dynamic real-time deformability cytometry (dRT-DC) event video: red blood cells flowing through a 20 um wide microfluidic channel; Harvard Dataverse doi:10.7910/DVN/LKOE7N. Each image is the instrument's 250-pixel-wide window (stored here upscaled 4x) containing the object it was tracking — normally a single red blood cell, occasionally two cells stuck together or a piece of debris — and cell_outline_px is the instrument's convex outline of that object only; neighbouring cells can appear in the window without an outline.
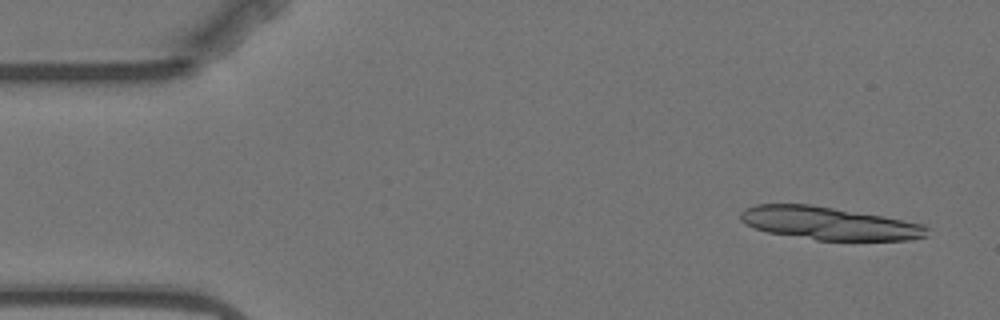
{"species": "Egyptian fruit bat (a non-hibernating species)", "species_latin": "Rousettus aegyptiacus", "temperature_condition": "warm", "stored_images_in_passage": 4, "camera_frame_rate_fps": 3000, "um_per_image_px": 0.085, "animal": {"sex": "female"}, "frame": {"image": 1, "passage_image": 1, "time_ms": 0.0, "image_size_px": [1000, 320], "cell_outline_px": [[928, 236], [912, 240], [816, 240], [768, 232], [752, 228], [740, 220], [740, 212], [744, 208], [756, 204], [812, 204], [884, 216], [924, 224], [928, 228]], "centroid_in_image_um": [70.46, 18.98], "position_along_channel_um": 14.5, "area_um2": 36.01}}